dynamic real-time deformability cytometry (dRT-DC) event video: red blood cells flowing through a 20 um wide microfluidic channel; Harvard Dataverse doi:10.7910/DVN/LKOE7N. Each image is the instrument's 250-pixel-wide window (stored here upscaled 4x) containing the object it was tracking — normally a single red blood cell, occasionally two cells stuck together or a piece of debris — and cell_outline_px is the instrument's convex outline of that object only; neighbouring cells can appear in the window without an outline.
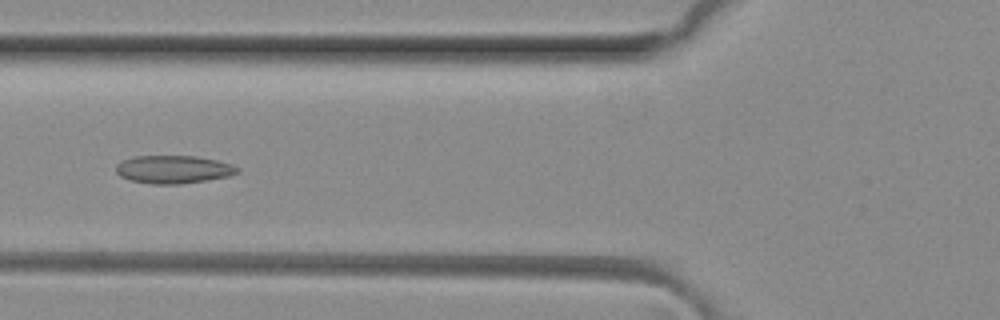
{"species": "common noctule bat (a hibernating species)", "species_latin": "Nyctalus noctula", "temperature_condition": "room temperature", "stored_images_in_passage": 6, "camera_frame_rate_fps": 3000, "um_per_image_px": 0.085, "animal": {"sex": "female", "body_mass_g": 29.2, "forearm_length_mm": 56.3}, "frame": {"image": 1, "passage_image": 5, "time_ms": 1.333, "image_size_px": [1000, 320], "cell_outline_px": [[240, 172], [232, 176], [180, 184], [152, 184], [132, 180], [120, 176], [116, 172], [116, 164], [132, 156], [196, 156], [216, 160], [232, 164], [240, 168]], "centroid_in_image_um": [14.78, 14.4], "position_along_channel_um": 111.0, "area_um2": 19.88}}
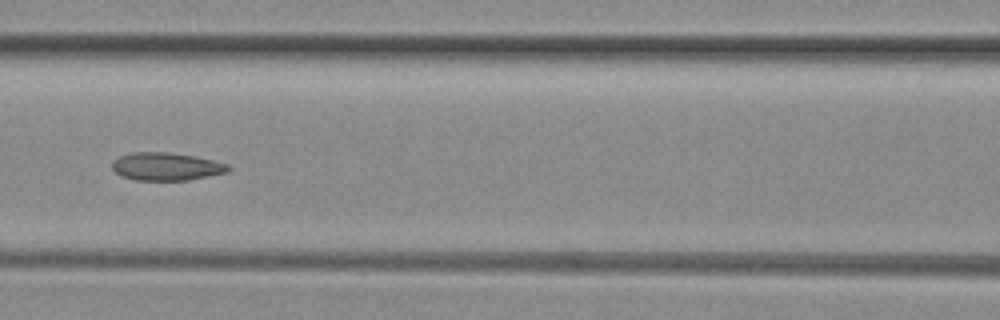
{"frame": {"image": 2, "passage_image": 6, "time_ms": 1.667, "image_size_px": [1000, 320], "cell_outline_px": [[232, 168], [228, 172], [188, 180], [136, 180], [124, 176], [116, 172], [112, 168], [112, 160], [120, 156], [132, 152], [168, 152], [196, 156], [228, 164]], "centroid_in_image_um": [14.15, 14.14], "position_along_channel_um": 152.4, "area_um2": 18.84}}